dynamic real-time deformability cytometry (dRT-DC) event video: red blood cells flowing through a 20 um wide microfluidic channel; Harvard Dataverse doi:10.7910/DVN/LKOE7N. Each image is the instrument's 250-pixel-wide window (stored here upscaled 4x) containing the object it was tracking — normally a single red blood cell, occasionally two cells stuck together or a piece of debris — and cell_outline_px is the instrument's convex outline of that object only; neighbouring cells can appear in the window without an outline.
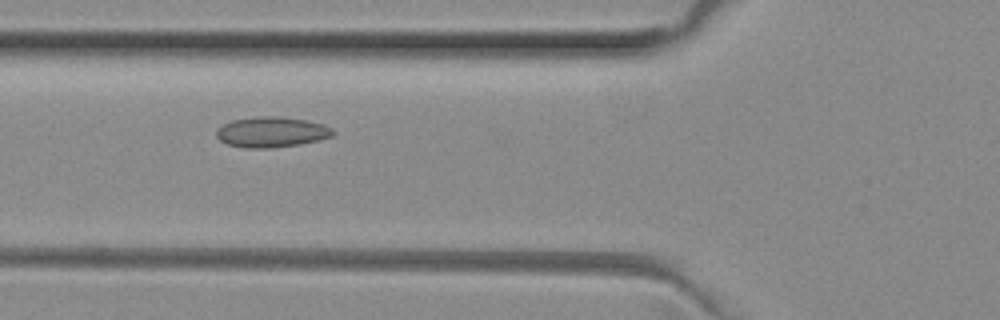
{"species": "common noctule bat (a hibernating species)", "species_latin": "Nyctalus noctula", "temperature_condition": "room temperature", "stored_images_in_passage": 38, "camera_frame_rate_fps": 3000, "um_per_image_px": 0.085, "animal": {"sex": "female", "body_mass_g": 29.2, "forearm_length_mm": 56.3}, "frame": {"image": 1, "passage_image": 5, "time_ms": 1.333, "image_size_px": [1000, 320], "cell_outline_px": [[336, 132], [332, 136], [300, 144], [272, 148], [244, 148], [228, 144], [220, 140], [216, 136], [216, 128], [232, 120], [260, 116], [280, 116], [304, 120], [324, 124], [332, 128]], "centroid_in_image_um": [23.07, 11.22], "position_along_channel_um": 102.7, "area_um2": 20.69}}
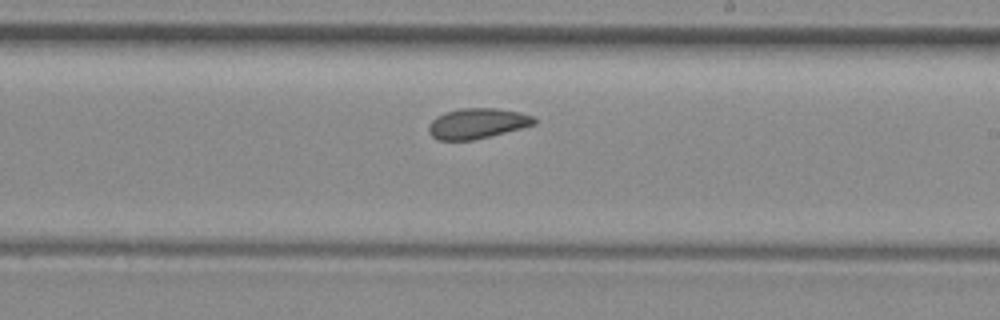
{"frame": {"image": 2, "passage_image": 16, "time_ms": 5.0, "image_size_px": [1000, 320], "cell_outline_px": [[536, 124], [472, 140], [436, 140], [428, 132], [428, 124], [436, 116], [444, 112], [460, 108], [496, 108], [520, 112], [532, 116], [536, 120]], "centroid_in_image_um": [40.51, 10.48], "position_along_channel_um": 248.5, "area_um2": 18.61}}
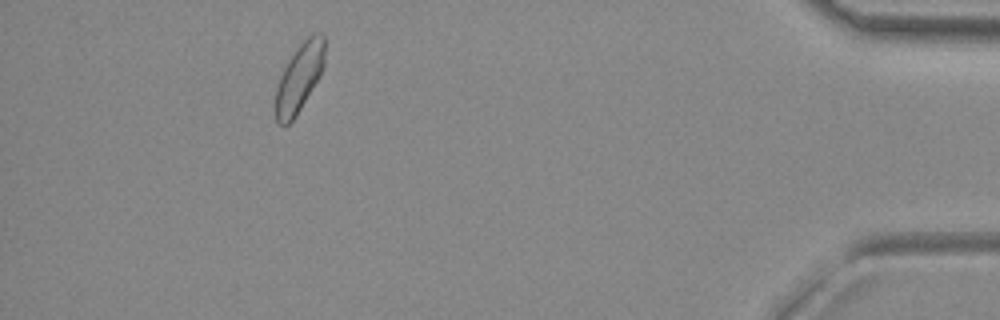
{"frame": {"image": 3, "passage_image": 33, "time_ms": 10.667, "image_size_px": [1000, 320], "cell_outline_px": [[324, 64], [320, 76], [296, 116], [284, 128], [276, 124], [272, 108], [276, 88], [280, 76], [288, 60], [296, 48], [312, 32], [320, 32], [324, 36]], "centroid_in_image_um": [25.38, 6.68], "position_along_channel_um": 409.8, "area_um2": 20.17}, "authors_computed_cell_mechanics": {"area_um2": 18.9584, "velocity_mm_per_s": 3.9776, "shape_relaxation_time_tau1_ms": null, "shape_relaxation_time_tau2_ms": 2.9353, "deformation_change_tau1": null, "deformation_change_tau2": 0.0732}}